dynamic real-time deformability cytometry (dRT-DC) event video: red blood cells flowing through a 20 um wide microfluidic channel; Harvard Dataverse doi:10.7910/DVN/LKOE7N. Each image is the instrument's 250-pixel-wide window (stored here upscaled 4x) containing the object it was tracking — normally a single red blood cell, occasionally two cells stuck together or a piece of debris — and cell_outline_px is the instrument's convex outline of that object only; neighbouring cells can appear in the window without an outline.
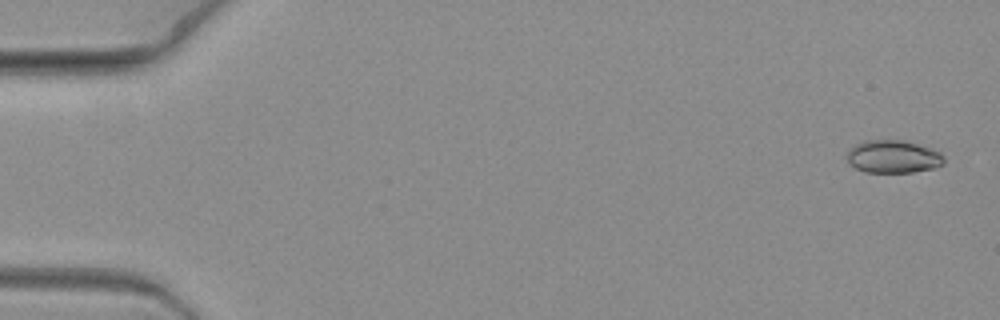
{"species": "common noctule bat (a hibernating species)", "species_latin": "Nyctalus noctula", "temperature_condition": "warm", "stored_images_in_passage": 6, "camera_frame_rate_fps": 3000, "um_per_image_px": 0.085, "animal": {"sex": "female", "body_mass_g": 19.3, "forearm_length_mm": 54.1}, "frame": {"image": 1, "passage_image": 1, "time_ms": 0.0, "image_size_px": [1000, 320], "cell_outline_px": [[944, 164], [932, 168], [912, 172], [864, 172], [856, 168], [848, 160], [848, 148], [860, 140], [904, 140], [932, 148], [940, 152], [944, 156]], "centroid_in_image_um": [75.91, 13.29], "position_along_channel_um": 9.1, "area_um2": 18.67}}
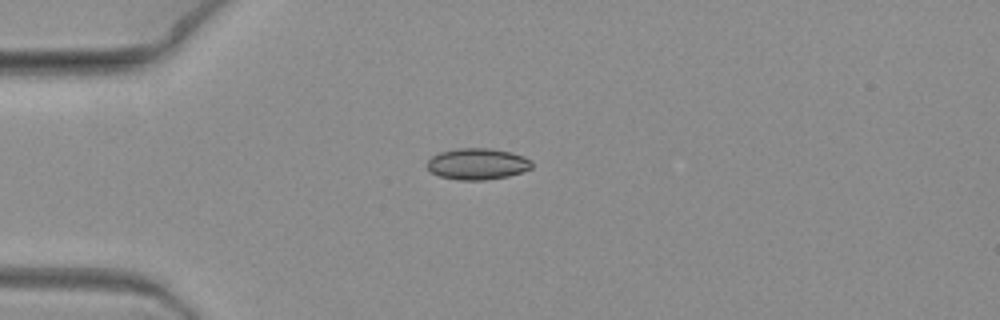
{"frame": {"image": 2, "passage_image": 5, "time_ms": 1.333, "image_size_px": [1000, 320], "cell_outline_px": [[532, 168], [508, 176], [484, 180], [460, 180], [440, 176], [432, 172], [428, 168], [428, 160], [432, 156], [440, 152], [456, 148], [488, 148], [512, 152], [524, 156], [532, 160]], "centroid_in_image_um": [40.6, 13.92], "position_along_channel_um": 44.4, "area_um2": 19.07}}